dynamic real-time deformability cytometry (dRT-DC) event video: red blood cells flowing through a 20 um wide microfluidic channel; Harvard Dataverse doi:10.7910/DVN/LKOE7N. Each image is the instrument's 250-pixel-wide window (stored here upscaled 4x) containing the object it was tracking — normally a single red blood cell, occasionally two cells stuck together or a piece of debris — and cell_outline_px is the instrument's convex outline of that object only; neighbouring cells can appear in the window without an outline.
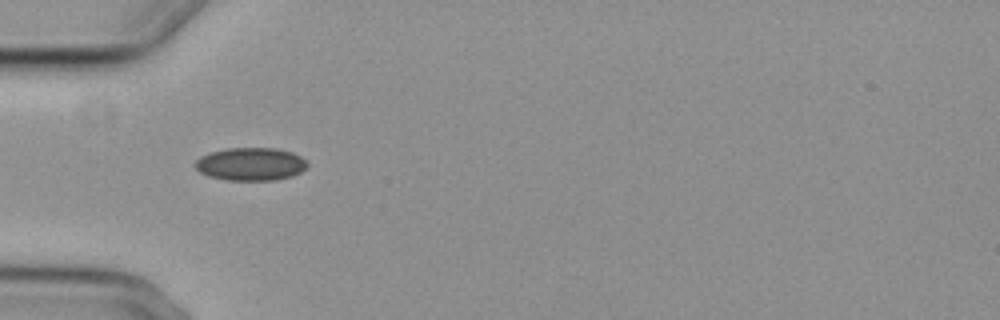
{"species": "common noctule bat (a hibernating species)", "species_latin": "Nyctalus noctula", "temperature_condition": "cold", "stored_images_in_passage": 2, "camera_frame_rate_fps": 3000, "um_per_image_px": 0.085, "animal": {"sex": "female", "body_mass_g": 29.2, "forearm_length_mm": 56.3}, "frame": {"image": 1, "passage_image": 1, "time_ms": 0.0, "image_size_px": [1000, 320], "cell_outline_px": [[308, 168], [292, 176], [276, 180], [224, 180], [208, 176], [200, 172], [196, 168], [196, 160], [200, 156], [212, 152], [228, 148], [276, 148], [292, 152], [300, 156], [308, 164]], "centroid_in_image_um": [21.32, 13.95], "position_along_channel_um": 63.7, "area_um2": 21.56}}
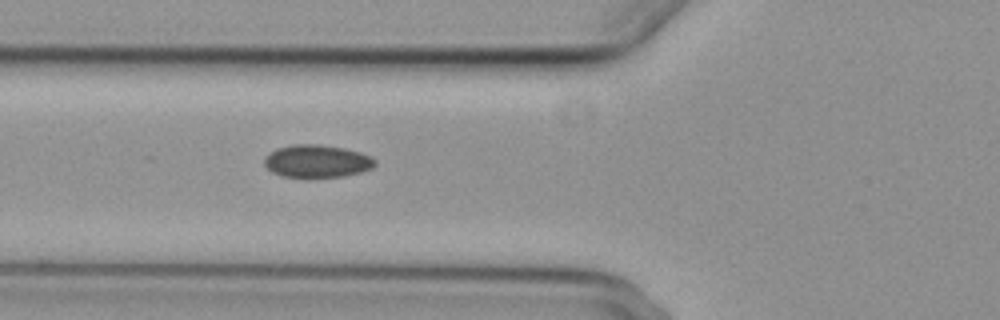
{"frame": {"image": 2, "passage_image": 2, "time_ms": 1.0, "image_size_px": [1000, 320], "cell_outline_px": [[376, 164], [372, 168], [360, 172], [344, 176], [308, 180], [284, 176], [272, 172], [264, 164], [264, 160], [276, 148], [292, 144], [320, 144], [344, 148], [360, 152], [372, 156], [376, 160]], "centroid_in_image_um": [26.96, 13.73], "position_along_channel_um": 98.8, "area_um2": 21.68}}